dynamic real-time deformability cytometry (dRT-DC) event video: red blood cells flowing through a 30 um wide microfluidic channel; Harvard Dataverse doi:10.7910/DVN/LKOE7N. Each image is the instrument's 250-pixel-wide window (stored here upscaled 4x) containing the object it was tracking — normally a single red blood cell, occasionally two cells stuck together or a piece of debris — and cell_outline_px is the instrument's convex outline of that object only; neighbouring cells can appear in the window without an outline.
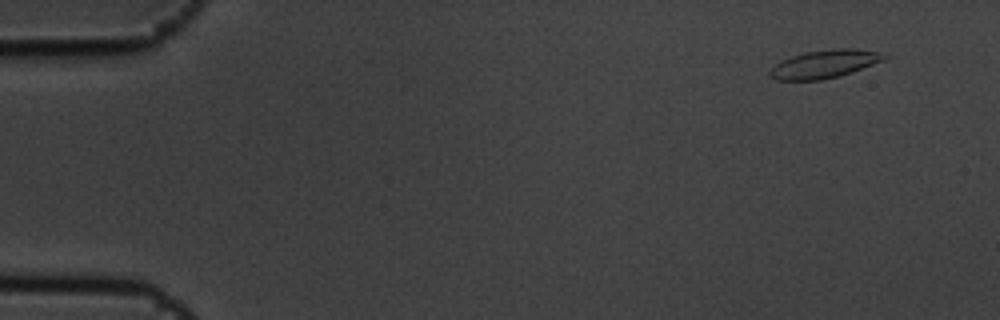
{"species": "common noctule bat (a hibernating species)", "species_latin": "Nyctalus noctula", "temperature_condition": "cold", "stored_images_in_passage": 10, "camera_frame_rate_fps": 3000, "um_per_image_px": 0.085, "animal": {"sex": "male", "body_mass_g": 19.5, "forearm_length_mm": 54.6}, "frame": {"image": 1, "passage_image": 1, "time_ms": 0.0, "image_size_px": [1000, 320], "cell_outline_px": [[888, 56], [884, 60], [852, 72], [840, 76], [820, 80], [776, 80], [768, 72], [780, 60], [804, 52], [836, 48], [852, 48], [888, 52]], "centroid_in_image_um": [70.14, 5.42], "position_along_channel_um": 14.9, "area_um2": 18.9}}
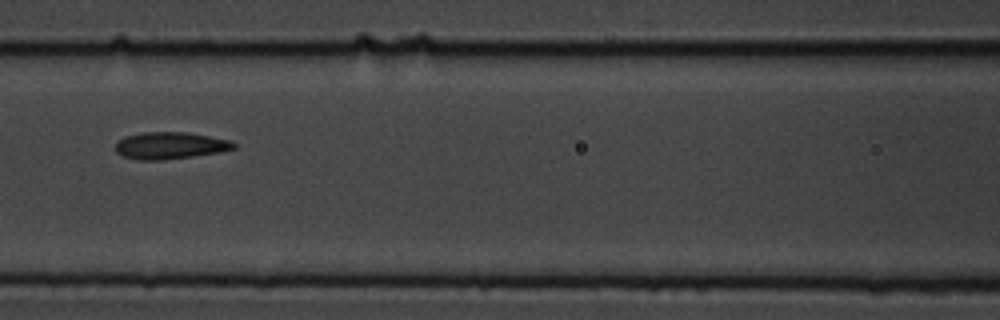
{"frame": {"image": 2, "passage_image": 7, "time_ms": 2.0, "image_size_px": [1000, 320], "cell_outline_px": [[236, 148], [220, 152], [164, 160], [140, 160], [124, 156], [116, 152], [116, 144], [124, 136], [144, 132], [184, 132], [232, 140], [236, 144]], "centroid_in_image_um": [14.48, 12.37], "position_along_channel_um": 152.1, "area_um2": 18.5}}
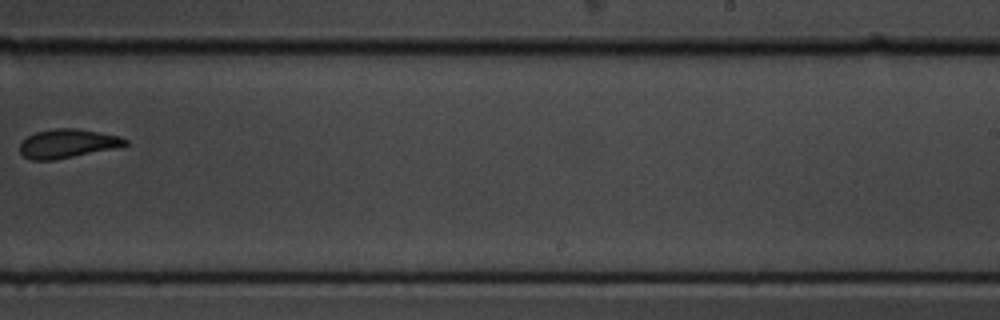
{"frame": {"image": 3, "passage_image": 10, "time_ms": 3.0, "image_size_px": [1000, 320], "cell_outline_px": [[128, 144], [112, 148], [52, 160], [32, 160], [24, 156], [20, 152], [20, 144], [28, 136], [36, 132], [56, 128], [76, 128], [120, 136], [128, 140]], "centroid_in_image_um": [5.71, 12.19], "position_along_channel_um": 283.3, "area_um2": 17.28}}